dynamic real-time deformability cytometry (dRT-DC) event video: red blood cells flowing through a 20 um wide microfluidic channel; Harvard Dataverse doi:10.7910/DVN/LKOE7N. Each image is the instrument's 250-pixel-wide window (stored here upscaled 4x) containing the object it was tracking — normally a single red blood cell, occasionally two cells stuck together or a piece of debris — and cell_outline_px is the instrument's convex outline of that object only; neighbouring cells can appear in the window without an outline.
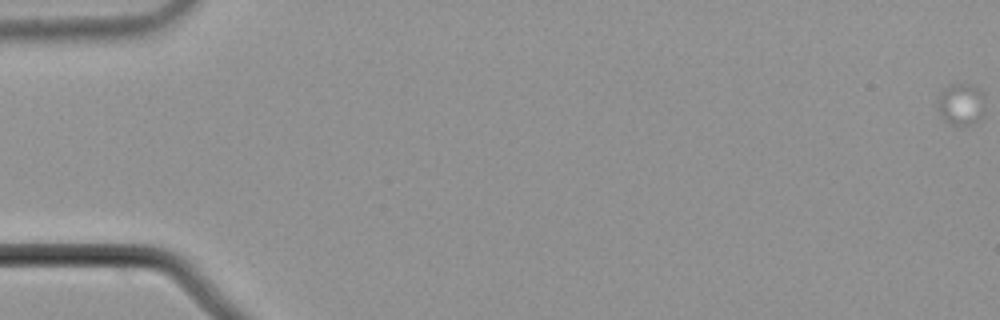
{"species": "common noctule bat (a hibernating species)", "species_latin": "Nyctalus noctula", "temperature_condition": "cold", "stored_images_in_passage": 21, "camera_frame_rate_fps": 3000, "um_per_image_px": 0.085, "animal": {"sex": "male", "body_mass_g": 21.5, "forearm_length_mm": 52.0}, "frame": {"image": 1, "passage_image": 1, "time_ms": 0.0, "image_size_px": [1000, 320], "cell_outline_px": [[984, 96], [980, 112], [976, 124], [964, 128], [960, 128], [948, 124], [940, 112], [936, 104], [936, 96], [948, 84], [968, 84], [980, 88], [984, 92]], "centroid_in_image_um": [81.63, 8.88], "position_along_channel_um": 3.4, "area_um2": 11.91}}